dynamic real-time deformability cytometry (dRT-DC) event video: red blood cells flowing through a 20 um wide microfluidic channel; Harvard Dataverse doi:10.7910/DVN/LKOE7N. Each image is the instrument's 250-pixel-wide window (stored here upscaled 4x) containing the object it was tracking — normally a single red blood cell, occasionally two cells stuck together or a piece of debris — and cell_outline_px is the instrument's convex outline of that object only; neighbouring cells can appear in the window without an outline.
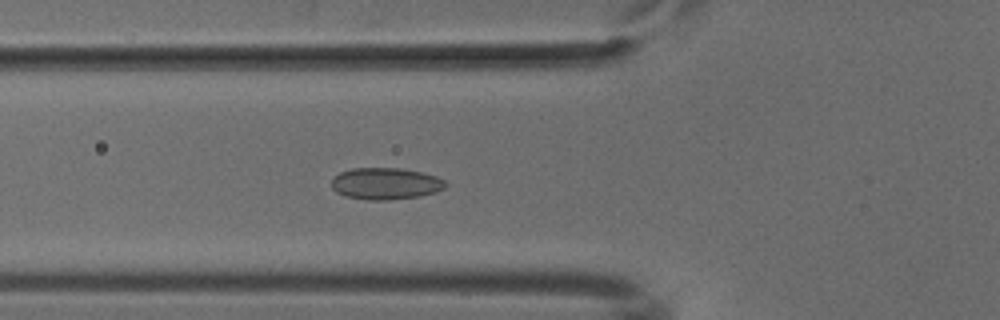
{"species": "common noctule bat (a hibernating species)", "species_latin": "Nyctalus noctula", "temperature_condition": "cold", "stored_images_in_passage": 52, "camera_frame_rate_fps": 3000, "um_per_image_px": 0.085, "animal": {"sex": "male", "body_mass_g": 18.8}, "frame": {"image": 1, "passage_image": 19, "time_ms": 6.0, "image_size_px": [1000, 320], "cell_outline_px": [[448, 184], [444, 188], [436, 192], [420, 196], [388, 200], [368, 200], [344, 196], [336, 192], [332, 188], [332, 180], [340, 172], [352, 168], [400, 168], [420, 172], [436, 176], [444, 180]], "centroid_in_image_um": [32.78, 15.61], "position_along_channel_um": 93.0, "area_um2": 21.1}}
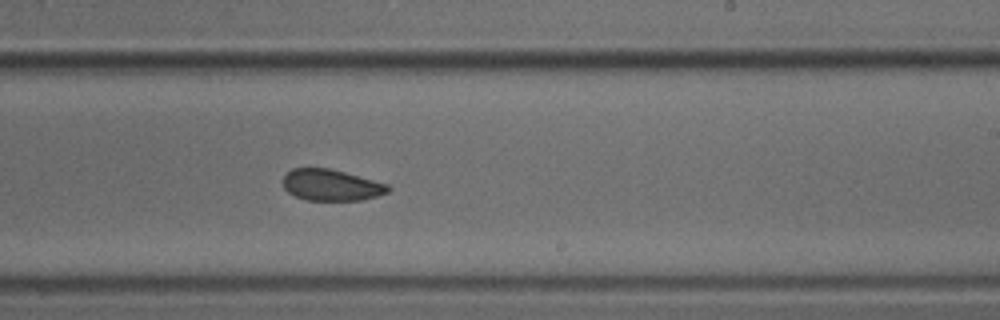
{"frame": {"image": 2, "passage_image": 32, "time_ms": 10.333, "image_size_px": [1000, 320], "cell_outline_px": [[392, 188], [388, 192], [376, 196], [360, 200], [308, 200], [296, 196], [288, 192], [284, 188], [284, 176], [292, 168], [328, 168], [344, 172], [388, 184]], "centroid_in_image_um": [28.16, 15.73], "position_along_channel_um": 260.8, "area_um2": 18.96}}
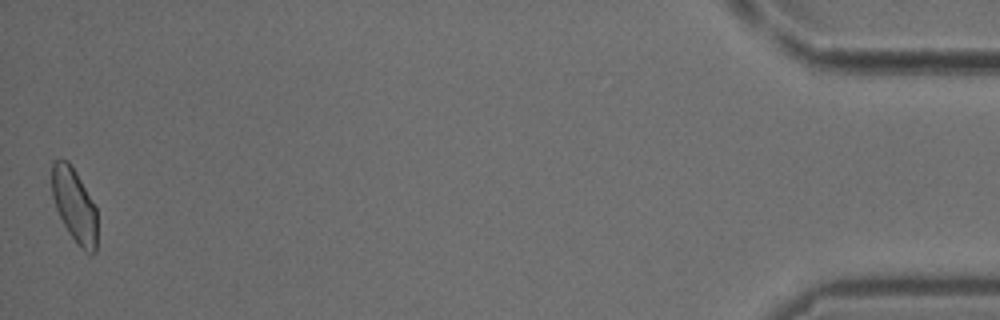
{"frame": {"image": 3, "passage_image": 52, "time_ms": 17.0, "image_size_px": [1000, 320], "cell_outline_px": [[96, 252], [88, 252], [80, 248], [68, 232], [56, 208], [52, 196], [52, 164], [56, 160], [68, 160], [72, 164], [96, 208]], "centroid_in_image_um": [6.32, 17.43], "position_along_channel_um": 428.9, "area_um2": 19.25}}